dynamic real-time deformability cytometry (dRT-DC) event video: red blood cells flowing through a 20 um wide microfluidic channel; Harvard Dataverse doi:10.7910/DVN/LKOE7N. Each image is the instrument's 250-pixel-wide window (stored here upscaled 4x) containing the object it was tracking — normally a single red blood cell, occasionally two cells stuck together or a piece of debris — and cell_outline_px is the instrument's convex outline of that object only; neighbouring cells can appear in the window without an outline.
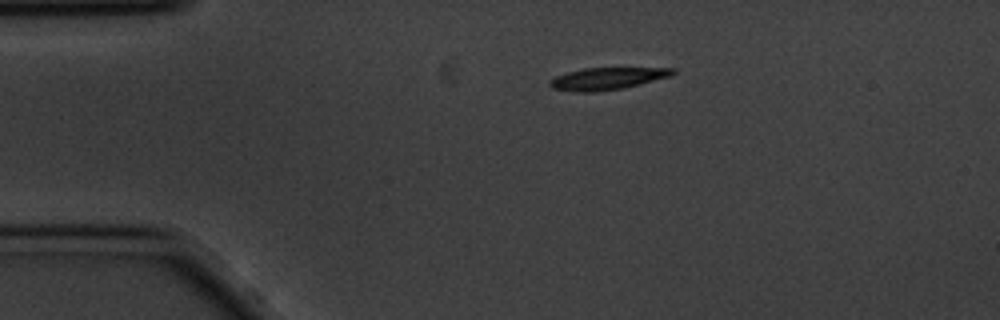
{"species": "common noctule bat (a hibernating species)", "species_latin": "Nyctalus noctula", "temperature_condition": "cold", "stored_images_in_passage": 3, "camera_frame_rate_fps": 3000, "um_per_image_px": 0.085, "animal": {"sex": "male", "body_mass_g": 20.1, "forearm_length_mm": 53.5}, "frame": {"image": 1, "passage_image": 1, "time_ms": 0.0, "image_size_px": [1000, 320], "cell_outline_px": [[676, 72], [672, 76], [624, 88], [596, 92], [576, 92], [552, 88], [548, 84], [548, 80], [556, 76], [568, 72], [584, 68], [676, 68]], "centroid_in_image_um": [51.62, 6.68], "position_along_channel_um": 33.4, "area_um2": 15.95}}